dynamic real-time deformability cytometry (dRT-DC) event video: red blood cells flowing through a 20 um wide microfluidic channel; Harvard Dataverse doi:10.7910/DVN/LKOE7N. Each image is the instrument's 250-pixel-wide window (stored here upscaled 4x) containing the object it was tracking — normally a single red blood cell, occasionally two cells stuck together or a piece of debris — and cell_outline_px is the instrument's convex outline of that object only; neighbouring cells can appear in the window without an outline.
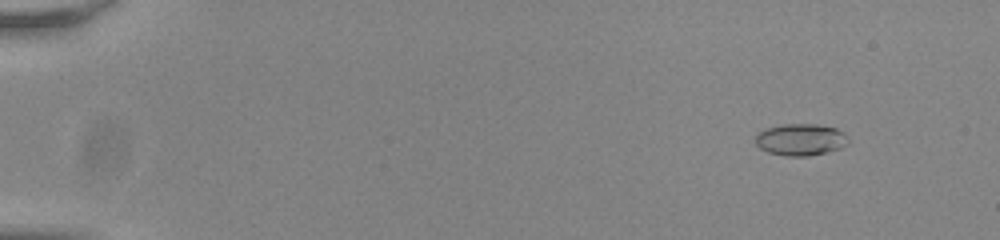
{"species": "common noctule bat (a hibernating species)", "species_latin": "Nyctalus noctula", "temperature_condition": "room temperature", "stored_images_in_passage": 56, "camera_frame_rate_fps": 3000, "um_per_image_px": 0.085, "animal": {"sex": "male", "body_mass_g": 20.0, "forearm_length_mm": 53.3}, "frame": {"image": 1, "passage_image": 6, "time_ms": 1.667, "image_size_px": [1000, 240], "cell_outline_px": [[848, 144], [840, 148], [808, 156], [784, 156], [768, 152], [760, 148], [756, 144], [756, 136], [760, 132], [768, 128], [784, 124], [816, 124], [836, 128], [844, 132], [848, 136]], "centroid_in_image_um": [68.08, 11.87], "position_along_channel_um": 16.9, "area_um2": 17.11}}
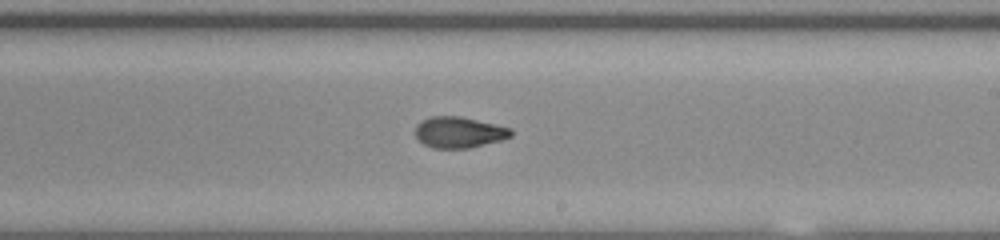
{"frame": {"image": 2, "passage_image": 35, "time_ms": 11.333, "image_size_px": [1000, 240], "cell_outline_px": [[512, 136], [500, 140], [468, 148], [432, 148], [424, 144], [416, 136], [416, 124], [420, 120], [432, 116], [460, 116], [512, 128]], "centroid_in_image_um": [39.0, 11.23], "position_along_channel_um": 250.0, "area_um2": 17.22}}
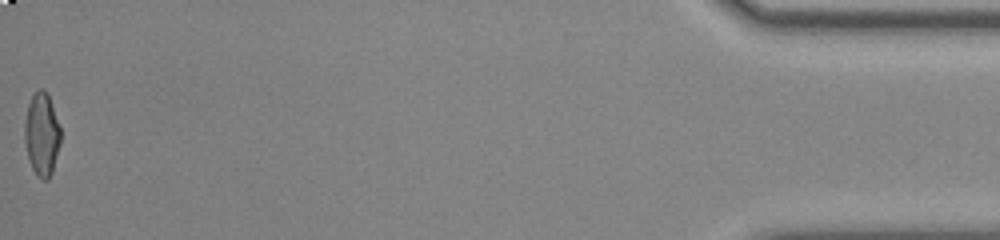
{"frame": {"image": 3, "passage_image": 56, "time_ms": 18.333, "image_size_px": [1000, 240], "cell_outline_px": [[60, 144], [52, 172], [48, 180], [44, 180], [36, 176], [28, 160], [24, 140], [24, 124], [28, 104], [32, 96], [40, 88], [44, 88], [48, 92], [60, 128]], "centroid_in_image_um": [3.54, 11.42], "position_along_channel_um": 431.7, "area_um2": 17.57}, "authors_computed_cell_mechanics": {"area_um2": 17.34, "velocity_mm_per_s": 3.8338, "shape_relaxation_time_tau1_ms": 9.6595, "shape_relaxation_time_tau2_ms": 1.6295, "deformation_change_tau1": 0.2708, "deformation_change_tau2": 0.0749}}